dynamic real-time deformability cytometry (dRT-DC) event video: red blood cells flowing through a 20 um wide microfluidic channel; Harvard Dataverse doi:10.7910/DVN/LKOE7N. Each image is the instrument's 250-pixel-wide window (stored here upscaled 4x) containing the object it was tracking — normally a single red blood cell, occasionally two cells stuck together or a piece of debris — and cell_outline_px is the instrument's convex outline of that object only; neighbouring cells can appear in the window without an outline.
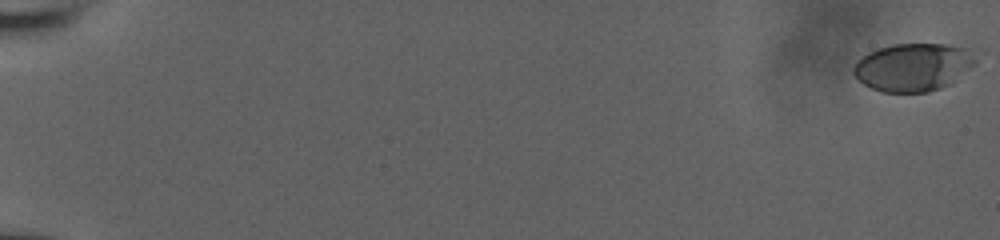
{"species": "human", "species_latin": "Homo sapiens", "temperature_condition": "room temperature", "stored_images_in_passage": 55, "camera_frame_rate_fps": 3000, "um_per_image_px": 0.085, "donor": {"sex": "male"}, "frame": {"image": 1, "passage_image": 1, "time_ms": 0.0, "image_size_px": [1000, 240], "cell_outline_px": [[976, 64], [952, 84], [928, 92], [880, 92], [864, 84], [852, 72], [852, 68], [868, 52], [876, 48], [892, 44], [944, 44], [968, 48], [976, 60]], "centroid_in_image_um": [77.64, 5.71], "position_along_channel_um": 7.4, "area_um2": 34.16}}
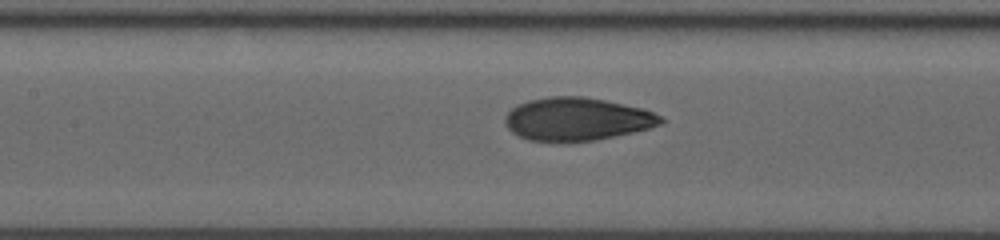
{"frame": {"image": 2, "passage_image": 30, "time_ms": 9.667, "image_size_px": [1000, 240], "cell_outline_px": [[664, 120], [660, 124], [648, 128], [632, 132], [596, 140], [564, 144], [528, 140], [512, 132], [508, 128], [504, 120], [504, 116], [516, 104], [528, 100], [548, 96], [584, 96], [604, 100], [640, 108], [652, 112], [660, 116]], "centroid_in_image_um": [48.96, 10.14], "position_along_channel_um": 158.4, "area_um2": 39.42}}
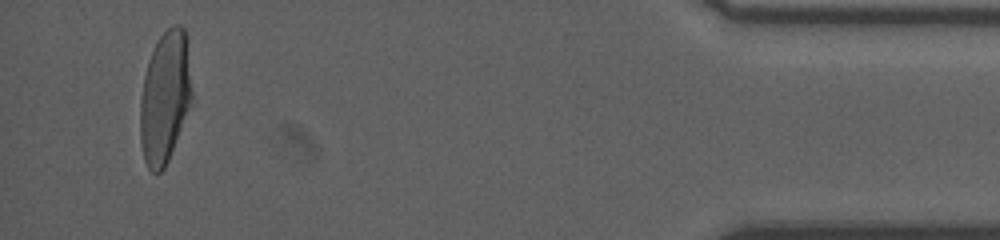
{"frame": {"image": 3, "passage_image": 55, "time_ms": 18.0, "image_size_px": [1000, 240], "cell_outline_px": [[192, 96], [188, 108], [168, 160], [164, 168], [160, 172], [152, 172], [148, 168], [144, 160], [140, 140], [140, 100], [144, 76], [148, 60], [160, 36], [172, 24], [180, 24], [184, 28], [188, 40], [192, 92]], "centroid_in_image_um": [14.02, 8.22], "position_along_channel_um": 421.2, "area_um2": 39.59}, "authors_computed_cell_mechanics": {"area_um2": 38.0324, "velocity_mm_per_s": 3.9335, "shape_relaxation_time_tau1_ms": 4.0058, "shape_relaxation_time_tau2_ms": 0.741, "deformation_change_tau1": 0.1952, "deformation_change_tau2": 0.0606}}